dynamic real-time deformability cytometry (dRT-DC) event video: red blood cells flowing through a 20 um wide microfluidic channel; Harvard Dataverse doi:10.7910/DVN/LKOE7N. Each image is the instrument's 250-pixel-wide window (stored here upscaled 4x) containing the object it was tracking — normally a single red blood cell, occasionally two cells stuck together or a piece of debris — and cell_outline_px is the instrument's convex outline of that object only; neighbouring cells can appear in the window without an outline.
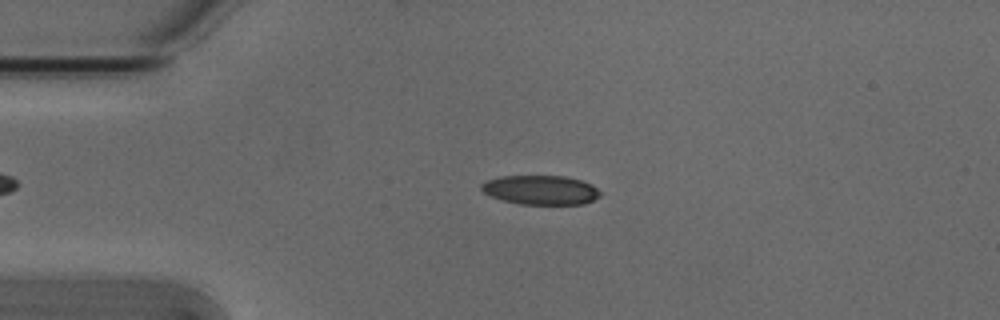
{"species": "Egyptian fruit bat (a non-hibernating species)", "species_latin": "Rousettus aegyptiacus", "temperature_condition": "cold", "stored_images_in_passage": 5, "camera_frame_rate_fps": 3000, "um_per_image_px": 0.085, "animal": {"sex": "male"}, "frame": {"image": 1, "passage_image": 3, "time_ms": 0.667, "image_size_px": [1000, 320], "cell_outline_px": [[600, 196], [584, 204], [520, 204], [504, 200], [492, 196], [484, 192], [480, 188], [480, 184], [488, 180], [500, 176], [564, 176], [580, 180], [592, 184], [600, 192]], "centroid_in_image_um": [45.96, 16.14], "position_along_channel_um": 39.0, "area_um2": 20.11}}
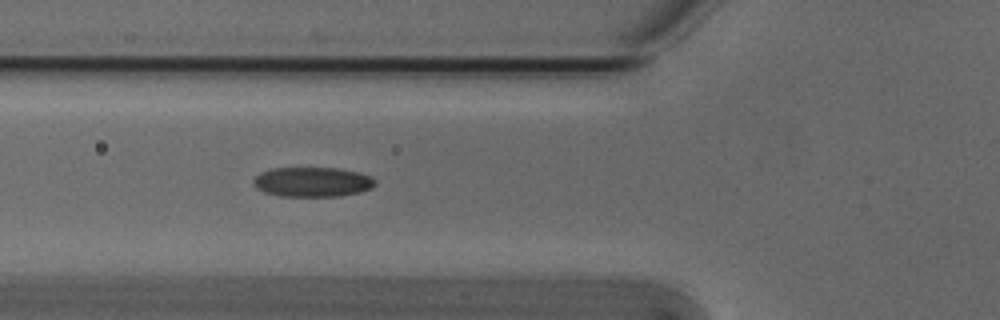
{"frame": {"image": 2, "passage_image": 5, "time_ms": 1.333, "image_size_px": [1000, 320], "cell_outline_px": [[376, 184], [372, 188], [360, 192], [340, 196], [280, 196], [264, 192], [256, 188], [252, 184], [252, 180], [260, 172], [272, 168], [336, 168], [360, 172], [372, 176], [376, 180]], "centroid_in_image_um": [26.56, 15.46], "position_along_channel_um": 99.2, "area_um2": 21.33}}